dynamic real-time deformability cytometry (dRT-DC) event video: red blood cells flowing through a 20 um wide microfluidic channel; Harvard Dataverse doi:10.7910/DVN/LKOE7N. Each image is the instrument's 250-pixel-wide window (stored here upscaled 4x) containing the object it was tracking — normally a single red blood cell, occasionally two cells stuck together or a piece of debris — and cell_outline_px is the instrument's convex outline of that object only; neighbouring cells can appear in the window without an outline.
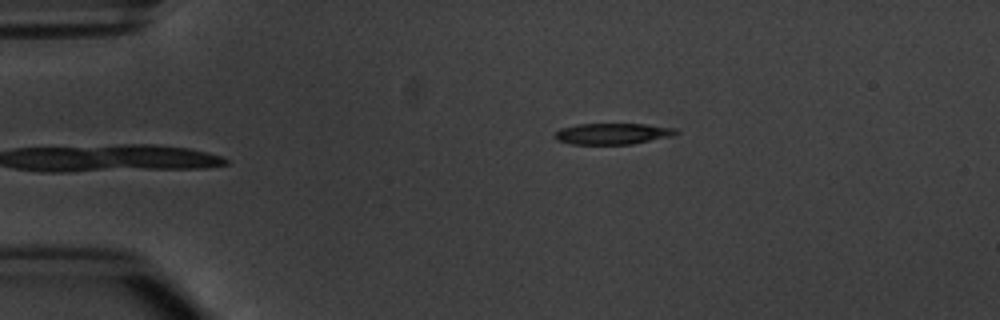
{"species": "common noctule bat (a hibernating species)", "species_latin": "Nyctalus noctula", "temperature_condition": "warm", "stored_images_in_passage": 4, "camera_frame_rate_fps": 3000, "um_per_image_px": 0.085, "animal": {"sex": "male", "body_mass_g": 20.1, "forearm_length_mm": 53.5}, "frame": {"image": 1, "passage_image": 4, "time_ms": 3.333, "image_size_px": [1000, 320], "cell_outline_px": [[680, 132], [672, 136], [632, 144], [572, 144], [556, 140], [552, 136], [560, 128], [580, 124], [644, 124], [676, 128]], "centroid_in_image_um": [52.06, 11.37], "position_along_channel_um": 32.9, "area_um2": 14.97}}